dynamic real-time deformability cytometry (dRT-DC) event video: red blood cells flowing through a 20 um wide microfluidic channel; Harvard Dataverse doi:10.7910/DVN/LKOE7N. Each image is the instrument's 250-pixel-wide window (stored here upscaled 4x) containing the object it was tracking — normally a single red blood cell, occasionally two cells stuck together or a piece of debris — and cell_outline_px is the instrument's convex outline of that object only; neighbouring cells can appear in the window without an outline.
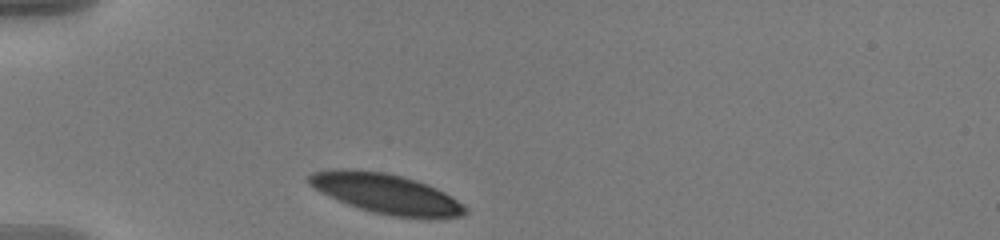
{"species": "human", "species_latin": "Homo sapiens", "temperature_condition": "warm", "stored_images_in_passage": 34, "camera_frame_rate_fps": 3000, "um_per_image_px": 0.085, "donor": {"sex": "male"}, "frame": {"image": 1, "passage_image": 1, "time_ms": 0.0, "image_size_px": [1000, 240], "cell_outline_px": [[468, 212], [464, 216], [440, 220], [392, 216], [372, 212], [336, 200], [320, 192], [308, 184], [308, 176], [312, 172], [344, 168], [352, 168], [384, 172], [404, 176], [428, 184], [452, 196], [468, 208]], "centroid_in_image_um": [32.88, 16.48], "position_along_channel_um": 52.1, "area_um2": 37.05}}
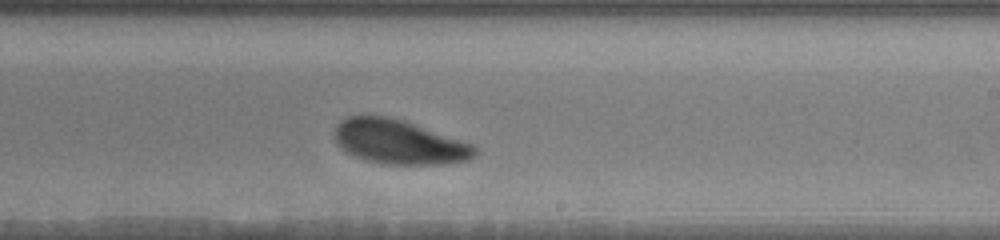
{"frame": {"image": 2, "passage_image": 20, "time_ms": 6.333, "image_size_px": [1000, 240], "cell_outline_px": [[480, 152], [476, 156], [468, 160], [448, 164], [380, 164], [364, 160], [352, 156], [336, 144], [336, 124], [340, 120], [348, 116], [388, 116], [404, 120], [472, 144]], "centroid_in_image_um": [33.92, 12.08], "position_along_channel_um": 255.1, "area_um2": 36.41}}
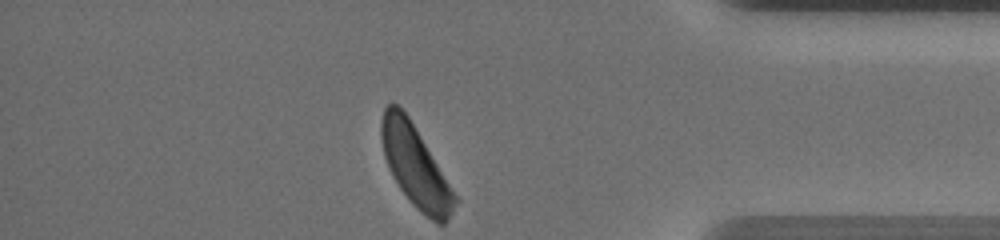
{"frame": {"image": 3, "passage_image": 34, "time_ms": 11.0, "image_size_px": [1000, 240], "cell_outline_px": [[460, 200], [444, 224], [440, 224], [432, 220], [416, 208], [400, 188], [384, 156], [380, 136], [380, 124], [384, 108], [392, 100], [408, 116]], "centroid_in_image_um": [35.32, 14.13], "position_along_channel_um": 399.9, "area_um2": 34.33}, "authors_computed_cell_mechanics": {"area_um2": 36.703, "velocity_mm_per_s": 3.5488, "shape_relaxation_time_tau1_ms": 2.4788, "shape_relaxation_time_tau2_ms": null, "deformation_change_tau1": 0.1254, "deformation_change_tau2": null}}